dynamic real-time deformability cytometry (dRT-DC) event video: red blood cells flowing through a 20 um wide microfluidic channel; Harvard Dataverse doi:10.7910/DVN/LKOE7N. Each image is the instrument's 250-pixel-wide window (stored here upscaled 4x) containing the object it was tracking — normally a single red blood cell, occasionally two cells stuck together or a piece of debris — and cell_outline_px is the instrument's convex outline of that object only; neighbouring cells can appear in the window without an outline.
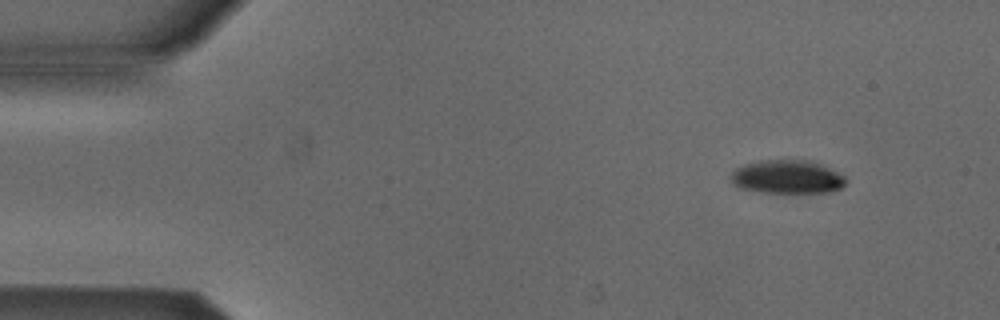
{"species": "Egyptian fruit bat (a non-hibernating species)", "species_latin": "Rousettus aegyptiacus", "temperature_condition": "cold", "stored_images_in_passage": 48, "camera_frame_rate_fps": 3000, "um_per_image_px": 0.085, "animal": {"sex": "male"}, "frame": {"image": 1, "passage_image": 1, "time_ms": 0.0, "image_size_px": [1000, 320], "cell_outline_px": [[844, 184], [840, 188], [828, 192], [760, 192], [740, 188], [732, 184], [732, 172], [736, 168], [744, 164], [760, 160], [812, 160], [844, 176]], "centroid_in_image_um": [66.86, 15.03], "position_along_channel_um": 18.1, "area_um2": 22.2}}
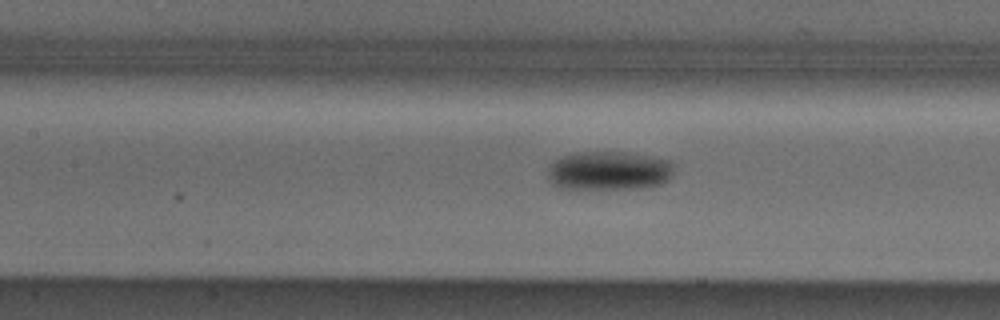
{"frame": {"image": 2, "passage_image": 19, "time_ms": 6.0, "image_size_px": [1000, 320], "cell_outline_px": [[672, 172], [668, 180], [660, 184], [640, 188], [560, 188], [552, 184], [548, 176], [548, 168], [560, 156], [572, 152], [632, 152], [672, 160]], "centroid_in_image_um": [51.76, 14.49], "position_along_channel_um": 155.6, "area_um2": 28.73}}
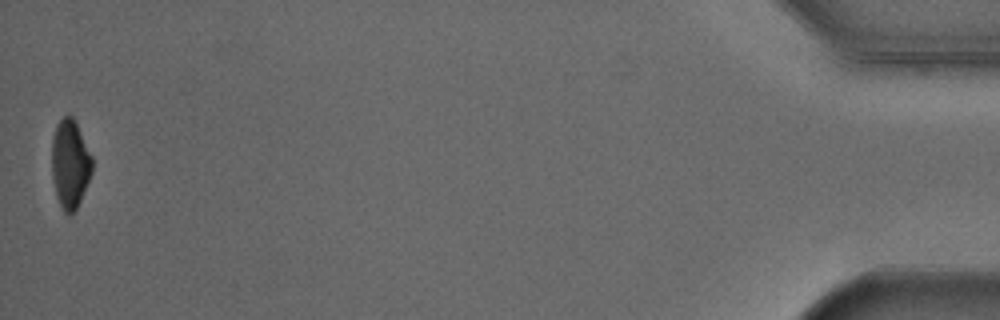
{"frame": {"image": 3, "passage_image": 48, "time_ms": 15.667, "image_size_px": [1000, 320], "cell_outline_px": [[92, 172], [80, 200], [76, 208], [68, 216], [64, 212], [56, 196], [52, 176], [52, 136], [56, 124], [68, 112], [72, 116], [92, 156]], "centroid_in_image_um": [5.94, 13.91], "position_along_channel_um": 429.3, "area_um2": 20.69}, "authors_computed_cell_mechanics": {"area_um2": 25.2008, "velocity_mm_per_s": 3.8657, "shape_relaxation_time_tau1_ms": 4.7564, "shape_relaxation_time_tau2_ms": null, "deformation_change_tau1": 0.1204, "deformation_change_tau2": null}}